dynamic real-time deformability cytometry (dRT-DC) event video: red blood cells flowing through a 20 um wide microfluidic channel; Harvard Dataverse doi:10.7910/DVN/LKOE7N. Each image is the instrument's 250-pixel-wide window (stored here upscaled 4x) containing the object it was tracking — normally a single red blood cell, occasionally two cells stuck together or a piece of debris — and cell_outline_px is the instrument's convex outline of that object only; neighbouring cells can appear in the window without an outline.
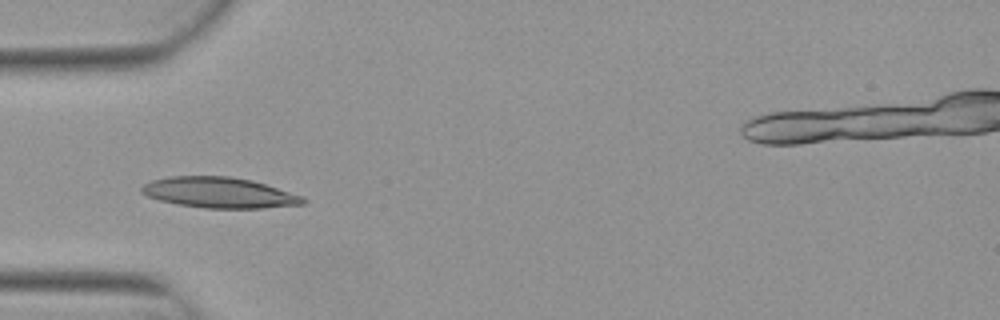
{"species": "Egyptian fruit bat (a non-hibernating species)", "species_latin": "Rousettus aegyptiacus", "temperature_condition": "warm", "stored_images_in_passage": 5, "camera_frame_rate_fps": 3000, "um_per_image_px": 0.085, "animal": {"sex": "female"}, "frame": {"image": 1, "passage_image": 5, "time_ms": 1.333, "image_size_px": [1000, 320], "cell_outline_px": [[308, 200], [304, 204], [264, 208], [204, 208], [176, 204], [160, 200], [148, 196], [140, 192], [140, 188], [144, 184], [152, 180], [168, 176], [232, 176], [252, 180], [304, 196]], "centroid_in_image_um": [18.65, 16.37], "position_along_channel_um": 66.4, "area_um2": 29.02}}